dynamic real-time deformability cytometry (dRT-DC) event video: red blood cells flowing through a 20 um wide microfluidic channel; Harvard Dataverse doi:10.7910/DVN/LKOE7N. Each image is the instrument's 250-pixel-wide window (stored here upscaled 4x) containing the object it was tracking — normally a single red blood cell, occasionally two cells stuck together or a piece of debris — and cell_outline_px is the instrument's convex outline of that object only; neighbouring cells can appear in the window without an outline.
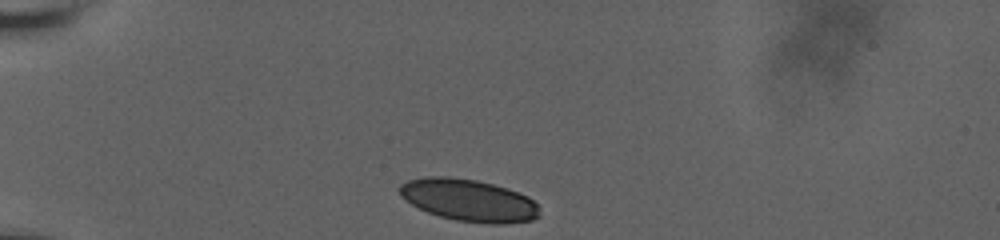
{"species": "human", "species_latin": "Homo sapiens", "temperature_condition": "room temperature", "stored_images_in_passage": 35, "camera_frame_rate_fps": 3000, "um_per_image_px": 0.085, "donor": {"sex": "male"}, "frame": {"image": 1, "passage_image": 1, "time_ms": 0.0, "image_size_px": [1000, 240], "cell_outline_px": [[540, 216], [532, 220], [504, 224], [492, 224], [456, 220], [440, 216], [428, 212], [412, 204], [400, 196], [396, 188], [400, 184], [408, 180], [424, 176], [448, 176], [476, 180], [508, 188], [528, 196], [540, 208]], "centroid_in_image_um": [39.83, 17.01], "position_along_channel_um": 45.2, "area_um2": 34.56}}
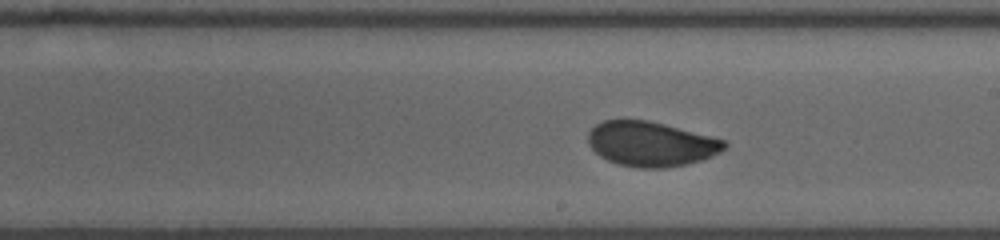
{"frame": {"image": 2, "passage_image": 20, "time_ms": 6.333, "image_size_px": [1000, 240], "cell_outline_px": [[728, 148], [712, 156], [688, 164], [664, 168], [636, 168], [620, 164], [608, 160], [600, 156], [588, 144], [588, 132], [596, 124], [604, 120], [648, 120], [664, 124], [724, 140], [728, 144]], "centroid_in_image_um": [55.33, 12.24], "position_along_channel_um": 233.7, "area_um2": 35.43}}
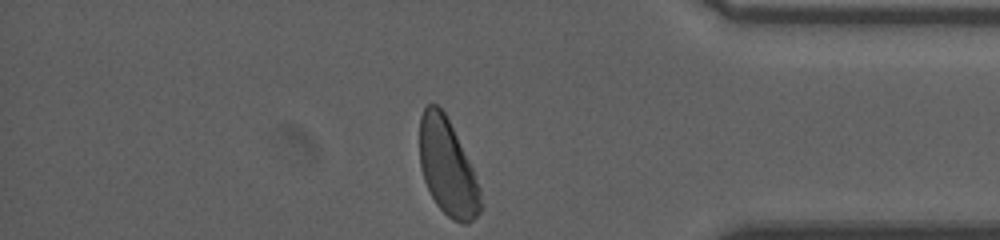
{"frame": {"image": 3, "passage_image": 35, "time_ms": 11.333, "image_size_px": [1000, 240], "cell_outline_px": [[484, 208], [468, 224], [460, 224], [452, 220], [436, 204], [424, 180], [420, 164], [420, 116], [424, 108], [428, 104], [436, 104], [444, 112], [472, 168], [480, 188], [484, 204]], "centroid_in_image_um": [38.06, 14.29], "position_along_channel_um": 397.1, "area_um2": 34.04}, "authors_computed_cell_mechanics": {"area_um2": 35.836, "velocity_mm_per_s": 3.649, "shape_relaxation_time_tau1_ms": 6.9147, "shape_relaxation_time_tau2_ms": null, "deformation_change_tau1": 0.1684, "deformation_change_tau2": null}}